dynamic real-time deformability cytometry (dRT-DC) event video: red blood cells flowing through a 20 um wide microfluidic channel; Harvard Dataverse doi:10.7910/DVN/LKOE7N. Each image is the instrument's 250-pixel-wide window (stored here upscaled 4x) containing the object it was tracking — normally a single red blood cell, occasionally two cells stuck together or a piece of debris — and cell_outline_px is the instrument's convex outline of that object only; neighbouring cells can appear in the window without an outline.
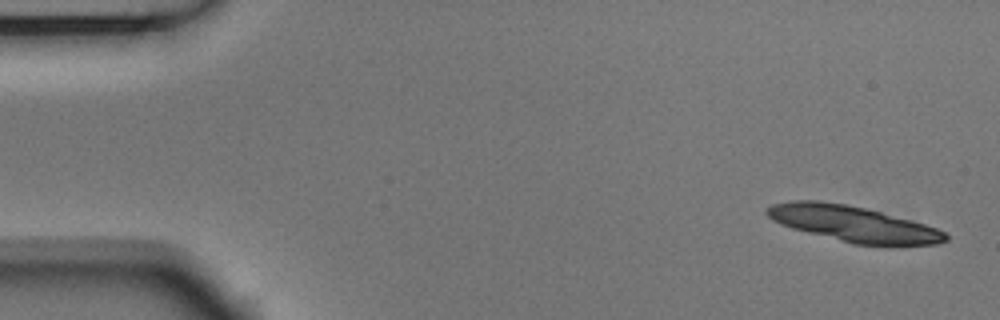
{"species": "Egyptian fruit bat (a non-hibernating species)", "species_latin": "Rousettus aegyptiacus", "temperature_condition": "room temperature", "stored_images_in_passage": 5, "camera_frame_rate_fps": 3000, "um_per_image_px": 0.085, "animal": {"sex": "male"}, "frame": {"image": 1, "passage_image": 1, "time_ms": 0.0, "image_size_px": [1000, 320], "cell_outline_px": [[948, 240], [940, 244], [852, 244], [792, 228], [780, 224], [772, 220], [764, 212], [772, 204], [792, 200], [816, 200], [848, 204], [880, 212], [924, 224], [936, 228], [944, 232], [948, 236]], "centroid_in_image_um": [72.46, 19.01], "position_along_channel_um": 12.5, "area_um2": 36.7}}